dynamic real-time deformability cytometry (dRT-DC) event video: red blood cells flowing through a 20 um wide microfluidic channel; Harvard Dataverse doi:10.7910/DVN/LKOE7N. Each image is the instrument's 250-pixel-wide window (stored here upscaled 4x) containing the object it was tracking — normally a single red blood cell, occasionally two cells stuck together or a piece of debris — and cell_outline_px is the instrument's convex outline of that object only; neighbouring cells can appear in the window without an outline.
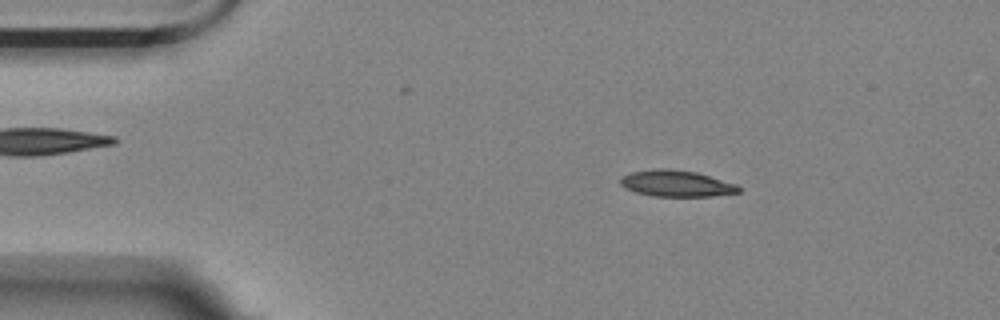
{"species": "Egyptian fruit bat (a non-hibernating species)", "species_latin": "Rousettus aegyptiacus", "temperature_condition": "room temperature", "stored_images_in_passage": 55, "camera_frame_rate_fps": 3000, "um_per_image_px": 0.085, "animal": {"sex": "female"}, "frame": {"image": 1, "passage_image": 8, "time_ms": 2.333, "image_size_px": [1000, 320], "cell_outline_px": [[740, 192], [712, 196], [652, 196], [636, 192], [624, 188], [620, 184], [620, 176], [632, 172], [656, 168], [668, 168], [696, 172], [736, 184], [740, 188]], "centroid_in_image_um": [57.45, 15.59], "position_along_channel_um": 27.5, "area_um2": 18.15}}
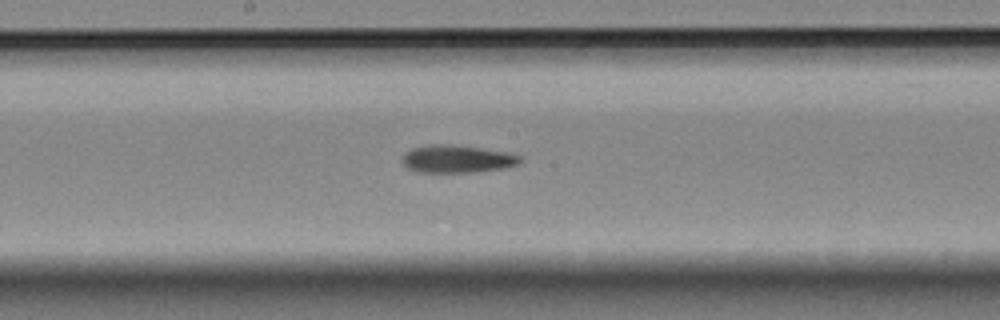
{"frame": {"image": 2, "passage_image": 28, "time_ms": 9.0, "image_size_px": [1000, 320], "cell_outline_px": [[524, 160], [520, 164], [504, 168], [472, 172], [416, 172], [408, 168], [400, 160], [404, 152], [412, 148], [428, 144], [452, 144], [508, 152], [520, 156]], "centroid_in_image_um": [38.84, 13.5], "position_along_channel_um": 209.4, "area_um2": 19.25}}
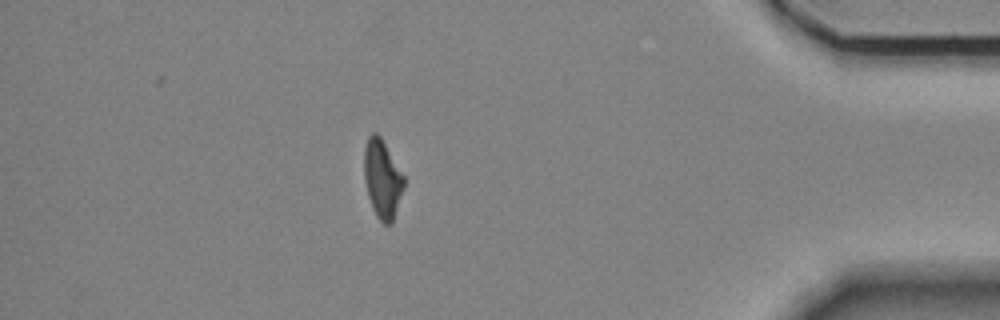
{"frame": {"image": 3, "passage_image": 48, "time_ms": 15.667, "image_size_px": [1000, 320], "cell_outline_px": [[404, 188], [392, 224], [384, 224], [376, 216], [372, 208], [368, 196], [364, 176], [364, 148], [368, 136], [372, 132], [376, 132], [380, 136], [404, 176]], "centroid_in_image_um": [32.49, 15.22], "position_along_channel_um": 402.7, "area_um2": 18.15}, "authors_computed_cell_mechanics": {"area_um2": 18.9006, "velocity_mm_per_s": 3.5328, "shape_relaxation_time_tau1_ms": null, "shape_relaxation_time_tau2_ms": 7.7503, "deformation_change_tau1": null, "deformation_change_tau2": 0.1796}}